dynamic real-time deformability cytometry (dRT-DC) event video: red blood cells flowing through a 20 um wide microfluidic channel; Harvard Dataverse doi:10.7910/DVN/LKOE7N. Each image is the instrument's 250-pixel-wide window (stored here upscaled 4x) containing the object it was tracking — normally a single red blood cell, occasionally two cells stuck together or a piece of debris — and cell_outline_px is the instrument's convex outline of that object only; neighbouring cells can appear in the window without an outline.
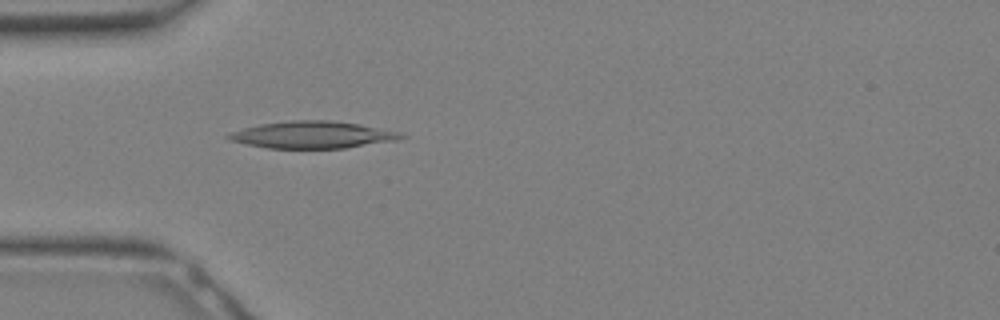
{"species": "Egyptian fruit bat (a non-hibernating species)", "species_latin": "Rousettus aegyptiacus", "temperature_condition": "warm", "stored_images_in_passage": 9, "camera_frame_rate_fps": 3000, "um_per_image_px": 0.085, "animal": {"sex": "female"}, "frame": {"image": 1, "passage_image": 7, "time_ms": 2.0, "image_size_px": [1000, 320], "cell_outline_px": [[408, 136], [396, 140], [344, 148], [268, 148], [248, 144], [232, 140], [224, 136], [232, 132], [244, 128], [260, 124], [292, 120], [328, 120], [360, 124], [400, 132]], "centroid_in_image_um": [26.59, 11.45], "position_along_channel_um": 58.4, "area_um2": 26.88}}
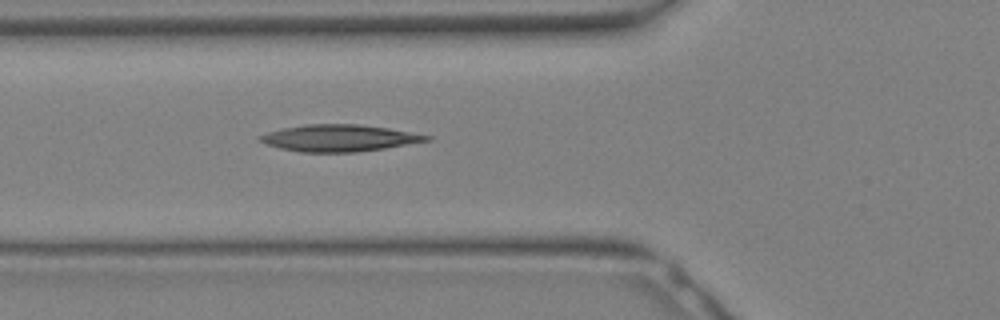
{"frame": {"image": 2, "passage_image": 9, "time_ms": 2.667, "image_size_px": [1000, 320], "cell_outline_px": [[432, 140], [384, 148], [356, 152], [300, 152], [280, 148], [256, 140], [256, 136], [268, 132], [284, 128], [304, 124], [356, 124], [388, 128], [432, 136]], "centroid_in_image_um": [28.8, 11.73], "position_along_channel_um": 97.0, "area_um2": 25.89}}